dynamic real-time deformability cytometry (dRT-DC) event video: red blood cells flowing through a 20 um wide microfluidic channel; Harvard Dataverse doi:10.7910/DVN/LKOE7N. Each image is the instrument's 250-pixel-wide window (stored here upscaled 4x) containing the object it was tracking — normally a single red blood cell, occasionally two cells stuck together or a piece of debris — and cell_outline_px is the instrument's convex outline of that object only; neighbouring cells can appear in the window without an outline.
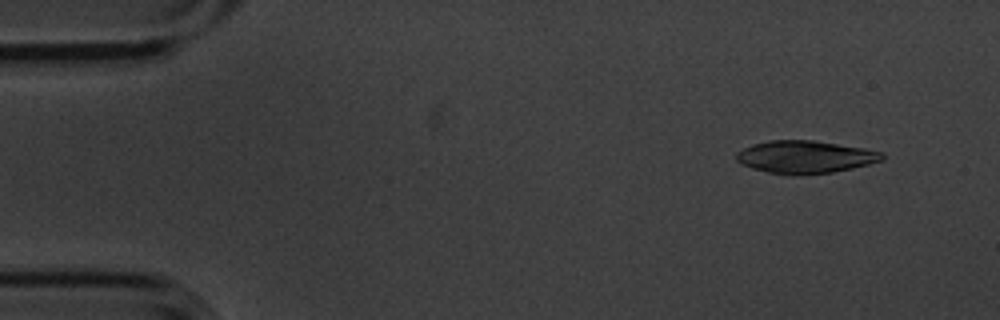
{"species": "common noctule bat (a hibernating species)", "species_latin": "Nyctalus noctula", "temperature_condition": "cold", "stored_images_in_passage": 5, "camera_frame_rate_fps": 3000, "um_per_image_px": 0.085, "animal": {"sex": "male", "body_mass_g": 20.1, "forearm_length_mm": 53.5}, "frame": {"image": 1, "passage_image": 2, "time_ms": 0.333, "image_size_px": [1000, 320], "cell_outline_px": [[884, 160], [852, 168], [832, 172], [792, 176], [768, 172], [752, 168], [740, 164], [736, 160], [736, 152], [752, 144], [768, 140], [812, 140], [864, 148], [884, 152]], "centroid_in_image_um": [68.42, 13.34], "position_along_channel_um": 16.6, "area_um2": 27.86}}